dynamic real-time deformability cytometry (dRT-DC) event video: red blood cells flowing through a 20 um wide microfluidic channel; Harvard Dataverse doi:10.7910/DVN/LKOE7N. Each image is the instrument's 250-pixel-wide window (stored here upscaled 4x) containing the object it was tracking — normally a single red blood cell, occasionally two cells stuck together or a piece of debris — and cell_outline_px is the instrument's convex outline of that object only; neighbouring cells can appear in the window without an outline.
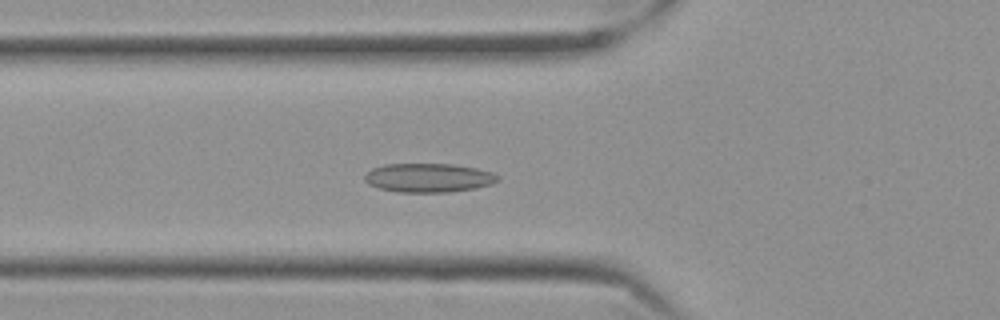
{"species": "Egyptian fruit bat (a non-hibernating species)", "species_latin": "Rousettus aegyptiacus", "temperature_condition": "cold", "stored_images_in_passage": 59, "camera_frame_rate_fps": 3000, "um_per_image_px": 0.085, "frame": {"image": 1, "passage_image": 22, "time_ms": 7.0, "image_size_px": [1000, 320], "cell_outline_px": [[500, 180], [492, 184], [476, 188], [448, 192], [396, 192], [380, 188], [368, 184], [364, 180], [364, 176], [372, 168], [384, 164], [452, 164], [476, 168], [492, 172], [500, 176]], "centroid_in_image_um": [36.44, 15.11], "position_along_channel_um": 89.4, "area_um2": 22.54}}
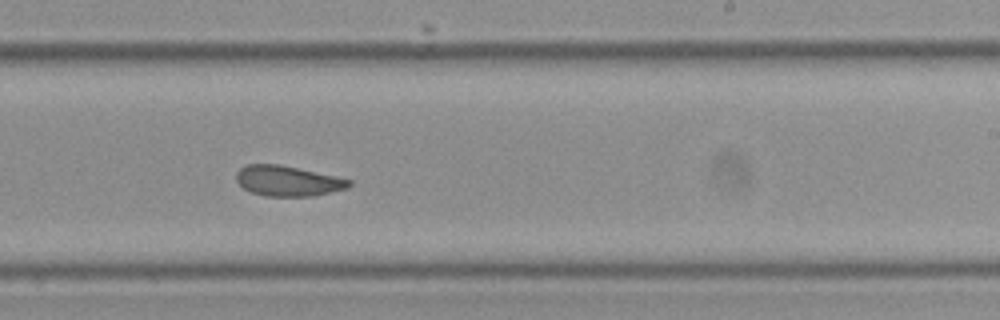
{"frame": {"image": 2, "passage_image": 37, "time_ms": 12.0, "image_size_px": [1000, 320], "cell_outline_px": [[352, 184], [348, 188], [312, 196], [264, 196], [252, 192], [244, 188], [236, 180], [236, 172], [240, 168], [248, 164], [280, 164], [336, 176], [352, 180]], "centroid_in_image_um": [24.47, 15.37], "position_along_channel_um": 264.5, "area_um2": 19.94}}
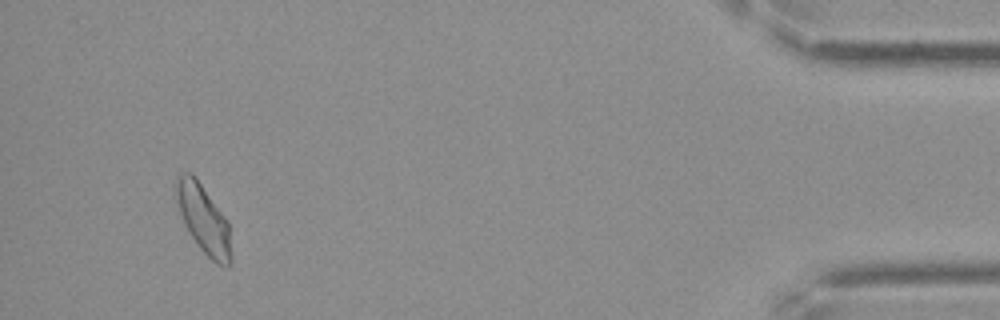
{"frame": {"image": 3, "passage_image": 56, "time_ms": 18.333, "image_size_px": [1000, 320], "cell_outline_px": [[232, 264], [228, 268], [216, 264], [200, 248], [188, 232], [184, 224], [176, 204], [176, 176], [184, 172], [192, 172], [228, 220], [232, 256]], "centroid_in_image_um": [17.31, 18.65], "position_along_channel_um": 417.9, "area_um2": 22.25}, "authors_computed_cell_mechanics": {"area_um2": 21.7328, "velocity_mm_per_s": 3.4897, "shape_relaxation_time_tau1_ms": null, "shape_relaxation_time_tau2_ms": 2.1972, "deformation_change_tau1": null, "deformation_change_tau2": 0.0818}}